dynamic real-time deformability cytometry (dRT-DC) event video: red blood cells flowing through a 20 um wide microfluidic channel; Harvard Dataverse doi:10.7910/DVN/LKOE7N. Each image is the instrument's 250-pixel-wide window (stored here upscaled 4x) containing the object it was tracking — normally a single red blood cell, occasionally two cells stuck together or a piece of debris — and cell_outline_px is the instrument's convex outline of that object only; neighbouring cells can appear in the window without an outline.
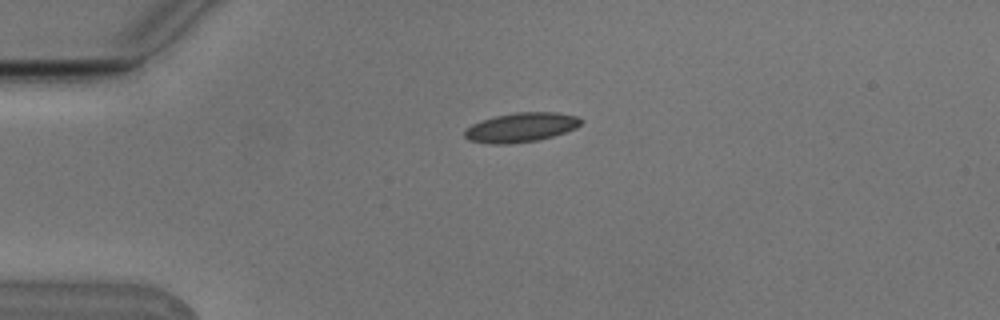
{"species": "Egyptian fruit bat (a non-hibernating species)", "species_latin": "Rousettus aegyptiacus", "temperature_condition": "cold", "stored_images_in_passage": 1, "camera_frame_rate_fps": 3000, "um_per_image_px": 0.085, "animal": {"sex": "male"}, "frame": {"image": 1, "passage_image": 1, "time_ms": 0.0, "image_size_px": [1000, 320], "cell_outline_px": [[580, 124], [576, 128], [552, 136], [536, 140], [508, 144], [492, 144], [468, 140], [464, 136], [464, 128], [472, 124], [496, 116], [516, 112], [556, 112], [576, 116], [580, 120]], "centroid_in_image_um": [44.24, 10.83], "position_along_channel_um": 40.8, "area_um2": 19.65}}